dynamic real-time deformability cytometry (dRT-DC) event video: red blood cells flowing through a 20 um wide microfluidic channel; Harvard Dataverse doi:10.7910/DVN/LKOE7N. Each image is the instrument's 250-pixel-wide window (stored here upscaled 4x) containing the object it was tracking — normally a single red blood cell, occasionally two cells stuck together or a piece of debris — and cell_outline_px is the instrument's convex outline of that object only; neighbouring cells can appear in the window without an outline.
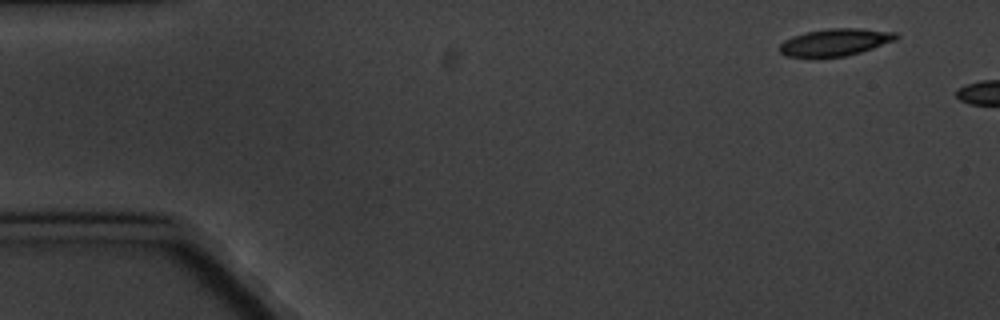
{"species": "common noctule bat (a hibernating species)", "species_latin": "Nyctalus noctula", "temperature_condition": "cold", "stored_images_in_passage": 4, "camera_frame_rate_fps": 3000, "um_per_image_px": 0.085, "animal": {"sex": "male", "body_mass_g": 20.1, "forearm_length_mm": 53.5}, "frame": {"image": 1, "passage_image": 1, "time_ms": 0.0, "image_size_px": [1000, 320], "cell_outline_px": [[900, 36], [896, 40], [860, 52], [844, 56], [784, 56], [780, 52], [780, 44], [784, 40], [792, 36], [804, 32], [828, 28], [856, 28], [896, 32]], "centroid_in_image_um": [70.99, 3.57], "position_along_channel_um": 14.0, "area_um2": 18.26}}